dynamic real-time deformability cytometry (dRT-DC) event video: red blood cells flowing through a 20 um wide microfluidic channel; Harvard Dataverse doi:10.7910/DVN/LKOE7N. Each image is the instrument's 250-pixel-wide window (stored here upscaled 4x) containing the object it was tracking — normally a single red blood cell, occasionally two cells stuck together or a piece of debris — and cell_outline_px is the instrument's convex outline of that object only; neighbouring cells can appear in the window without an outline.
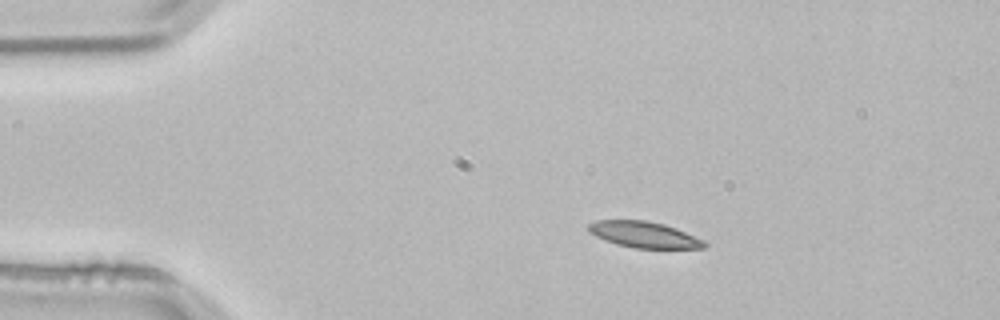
{"species": "common noctule bat (a hibernating species)", "species_latin": "Nyctalus noctula", "temperature_condition": "room temperature", "stored_images_in_passage": 1, "camera_frame_rate_fps": 3000, "um_per_image_px": 0.085, "animal": {"sex": "male", "body_mass_g": 21.5, "forearm_length_mm": 52.0}, "frame": {"image": 1, "passage_image": 1, "time_ms": 0.0, "image_size_px": [1000, 320], "cell_outline_px": [[708, 244], [704, 248], [636, 248], [616, 244], [604, 240], [588, 232], [588, 224], [596, 220], [648, 220], [664, 224], [676, 228], [704, 240]], "centroid_in_image_um": [54.74, 19.94], "position_along_channel_um": 30.3, "area_um2": 17.69}}